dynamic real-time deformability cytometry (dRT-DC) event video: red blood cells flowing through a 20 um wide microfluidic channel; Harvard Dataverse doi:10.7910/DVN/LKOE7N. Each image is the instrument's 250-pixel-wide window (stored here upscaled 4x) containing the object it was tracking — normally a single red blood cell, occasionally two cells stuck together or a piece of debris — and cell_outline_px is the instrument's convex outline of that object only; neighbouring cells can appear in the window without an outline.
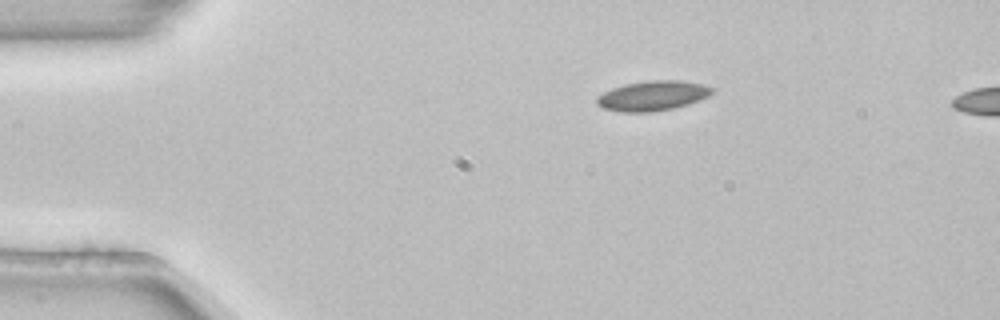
{"species": "common noctule bat (a hibernating species)", "species_latin": "Nyctalus noctula", "temperature_condition": "room temperature", "stored_images_in_passage": 3, "camera_frame_rate_fps": 3000, "um_per_image_px": 0.085, "animal": {"sex": "female", "body_mass_g": 22.7, "forearm_length_mm": 54.2}, "frame": {"image": 1, "passage_image": 1, "time_ms": 0.0, "image_size_px": [1000, 320], "cell_outline_px": [[716, 88], [708, 96], [688, 104], [672, 108], [652, 112], [620, 112], [604, 108], [596, 104], [596, 96], [612, 88], [624, 84], [648, 80], [680, 80], [704, 84]], "centroid_in_image_um": [55.47, 8.13], "position_along_channel_um": 29.5, "area_um2": 20.17}}